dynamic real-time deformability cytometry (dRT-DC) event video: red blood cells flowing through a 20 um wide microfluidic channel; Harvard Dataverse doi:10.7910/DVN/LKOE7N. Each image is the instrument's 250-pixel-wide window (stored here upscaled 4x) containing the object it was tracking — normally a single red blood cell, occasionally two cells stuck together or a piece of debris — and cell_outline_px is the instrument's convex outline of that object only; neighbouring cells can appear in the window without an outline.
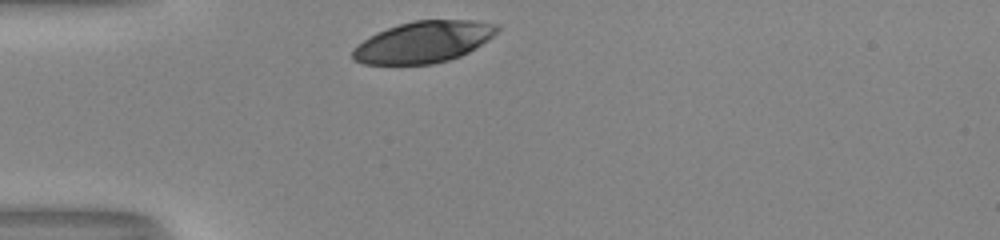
{"species": "human", "species_latin": "Homo sapiens", "temperature_condition": "room temperature", "stored_images_in_passage": 28, "camera_frame_rate_fps": 3000, "um_per_image_px": 0.085, "donor": {"sex": "male"}, "frame": {"image": 1, "passage_image": 1, "time_ms": 0.0, "image_size_px": [1000, 240], "cell_outline_px": [[500, 28], [488, 40], [476, 48], [460, 56], [448, 60], [432, 64], [364, 64], [352, 60], [352, 52], [356, 44], [368, 36], [388, 28], [400, 24], [416, 20], [472, 20], [500, 24]], "centroid_in_image_um": [35.99, 3.57], "position_along_channel_um": 49.0, "area_um2": 34.97}}
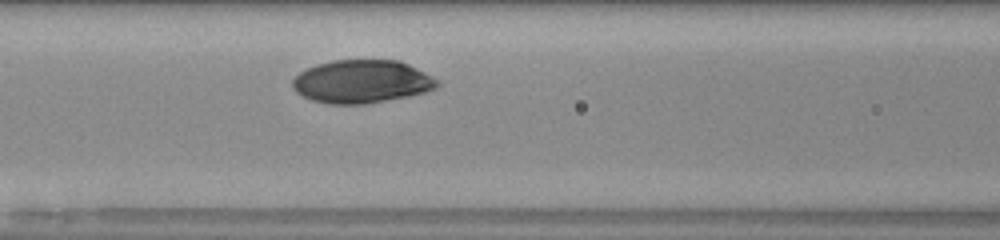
{"frame": {"image": 2, "passage_image": 9, "time_ms": 2.667, "image_size_px": [1000, 240], "cell_outline_px": [[440, 84], [436, 88], [428, 92], [408, 96], [364, 104], [328, 104], [312, 100], [296, 92], [292, 88], [292, 80], [300, 72], [316, 64], [332, 60], [400, 60], [440, 80]], "centroid_in_image_um": [30.77, 6.93], "position_along_channel_um": 135.8, "area_um2": 36.47}}
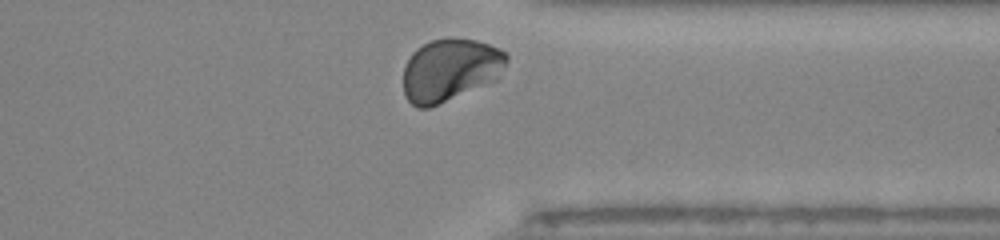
{"frame": {"image": 3, "passage_image": 27, "time_ms": 8.667, "image_size_px": [1000, 240], "cell_outline_px": [[508, 60], [496, 80], [428, 108], [416, 108], [404, 96], [404, 68], [412, 52], [416, 48], [432, 40], [448, 36], [452, 36], [476, 40], [500, 48], [508, 52]], "centroid_in_image_um": [38.27, 5.91], "position_along_channel_um": 373.1, "area_um2": 37.92}, "authors_computed_cell_mechanics": {"area_um2": 36.4718, "velocity_mm_per_s": 3.9781, "shape_relaxation_time_tau1_ms": 2.3061, "shape_relaxation_time_tau2_ms": null, "deformation_change_tau1": 0.1314, "deformation_change_tau2": null}}